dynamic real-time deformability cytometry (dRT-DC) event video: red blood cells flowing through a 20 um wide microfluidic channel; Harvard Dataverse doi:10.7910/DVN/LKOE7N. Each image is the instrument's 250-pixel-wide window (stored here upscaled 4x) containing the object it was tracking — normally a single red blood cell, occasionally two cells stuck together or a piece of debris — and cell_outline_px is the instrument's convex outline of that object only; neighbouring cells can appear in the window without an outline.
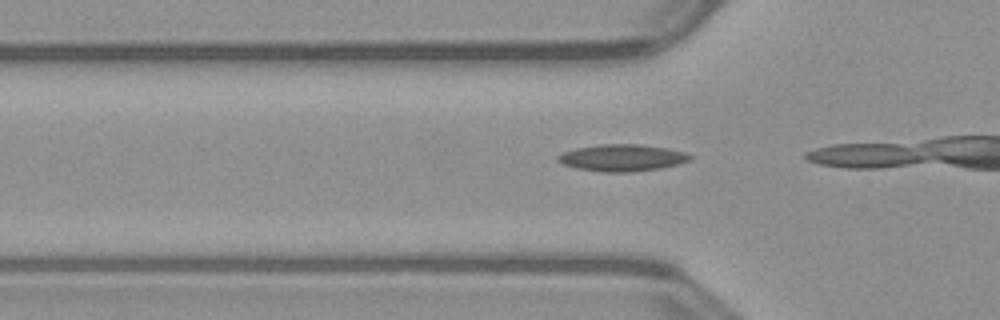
{"species": "common noctule bat (a hibernating species)", "species_latin": "Nyctalus noctula", "temperature_condition": "warm", "stored_images_in_passage": 5, "camera_frame_rate_fps": 3000, "um_per_image_px": 0.085, "animal": {"sex": "male", "body_mass_g": 23.1, "forearm_length_mm": 52.7}, "frame": {"image": 1, "passage_image": 3, "time_ms": 0.667, "image_size_px": [1000, 320], "cell_outline_px": [[692, 160], [660, 168], [632, 172], [604, 172], [576, 168], [560, 164], [556, 160], [556, 156], [564, 152], [576, 148], [600, 144], [640, 144], [668, 148], [684, 152], [692, 156]], "centroid_in_image_um": [52.85, 13.41], "position_along_channel_um": 72.9, "area_um2": 20.75}}